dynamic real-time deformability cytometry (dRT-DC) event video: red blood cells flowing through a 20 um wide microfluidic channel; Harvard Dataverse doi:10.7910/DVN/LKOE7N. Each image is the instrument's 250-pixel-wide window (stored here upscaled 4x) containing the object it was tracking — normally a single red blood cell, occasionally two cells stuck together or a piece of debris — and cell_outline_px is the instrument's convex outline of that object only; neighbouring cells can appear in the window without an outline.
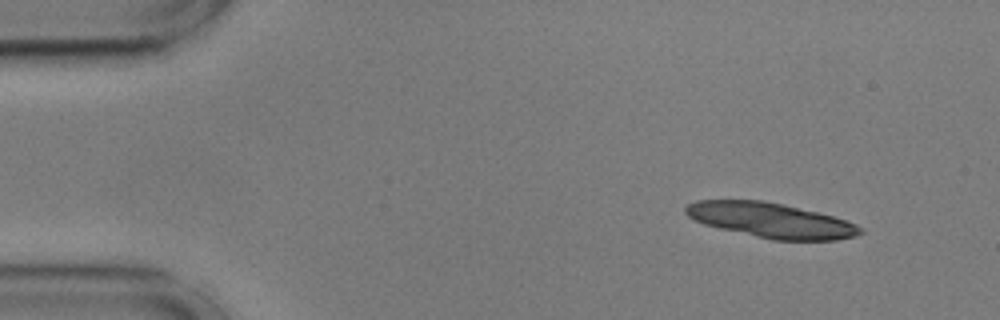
{"species": "common noctule bat (a hibernating species)", "species_latin": "Nyctalus noctula", "temperature_condition": "cold", "stored_images_in_passage": 53, "camera_frame_rate_fps": 3000, "um_per_image_px": 0.085, "animal": {"sex": "male", "body_mass_g": 17.9, "forearm_length_mm": 54.2}, "frame": {"image": 1, "passage_image": 3, "time_ms": 0.667, "image_size_px": [1000, 320], "cell_outline_px": [[864, 232], [856, 236], [836, 240], [772, 240], [720, 228], [704, 224], [688, 216], [684, 212], [684, 208], [688, 204], [696, 200], [764, 200], [816, 212], [832, 216], [856, 224], [864, 228]], "centroid_in_image_um": [65.53, 18.73], "position_along_channel_um": 19.5, "area_um2": 35.32}}
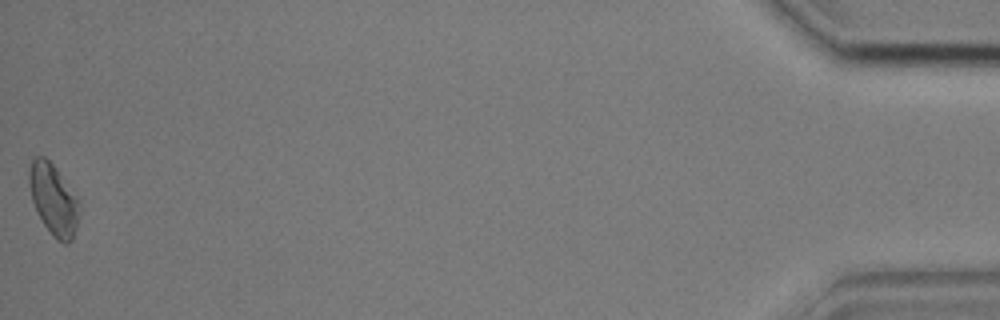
{"frame": {"image": 2, "passage_image": 53, "time_ms": 17.333, "image_size_px": [1000, 320], "cell_outline_px": [[80, 212], [76, 228], [72, 240], [68, 244], [64, 244], [56, 240], [52, 236], [36, 212], [32, 200], [28, 184], [28, 172], [32, 160], [36, 156], [44, 156], [56, 168], [80, 200]], "centroid_in_image_um": [4.55, 16.98], "position_along_channel_um": 430.6, "area_um2": 21.1}, "authors_computed_cell_mechanics": {"area_um2": 20.1144, "velocity_mm_per_s": 3.6057, "shape_relaxation_time_tau1_ms": 8.2992, "shape_relaxation_time_tau2_ms": null, "deformation_change_tau1": 0.1298, "deformation_change_tau2": null}}